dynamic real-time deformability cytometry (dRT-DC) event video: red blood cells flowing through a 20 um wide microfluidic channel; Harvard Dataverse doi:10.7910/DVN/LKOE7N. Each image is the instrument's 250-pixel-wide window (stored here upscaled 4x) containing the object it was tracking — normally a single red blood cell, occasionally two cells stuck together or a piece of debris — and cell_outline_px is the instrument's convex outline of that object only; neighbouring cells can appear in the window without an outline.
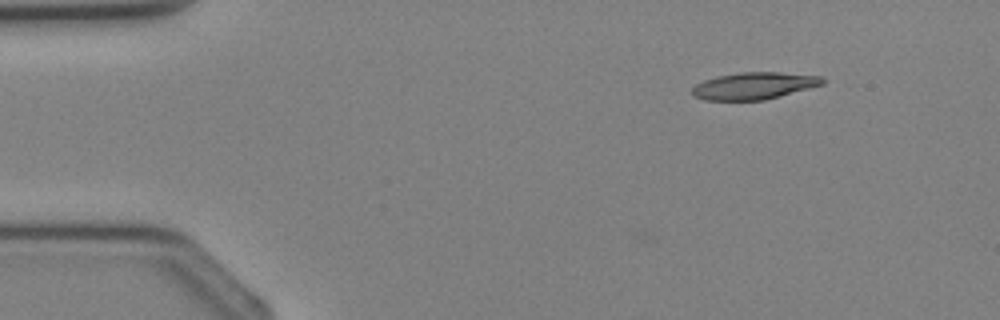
{"species": "Egyptian fruit bat (a non-hibernating species)", "species_latin": "Rousettus aegyptiacus", "temperature_condition": "cold", "stored_images_in_passage": 2, "camera_frame_rate_fps": 3000, "um_per_image_px": 0.085, "animal": {"sex": "female"}, "frame": {"image": 1, "passage_image": 1, "time_ms": 0.0, "image_size_px": [1000, 320], "cell_outline_px": [[824, 84], [780, 96], [764, 100], [704, 100], [692, 96], [692, 88], [696, 84], [704, 80], [716, 76], [740, 72], [780, 72], [824, 76]], "centroid_in_image_um": [64.09, 7.29], "position_along_channel_um": 20.9, "area_um2": 20.63}}
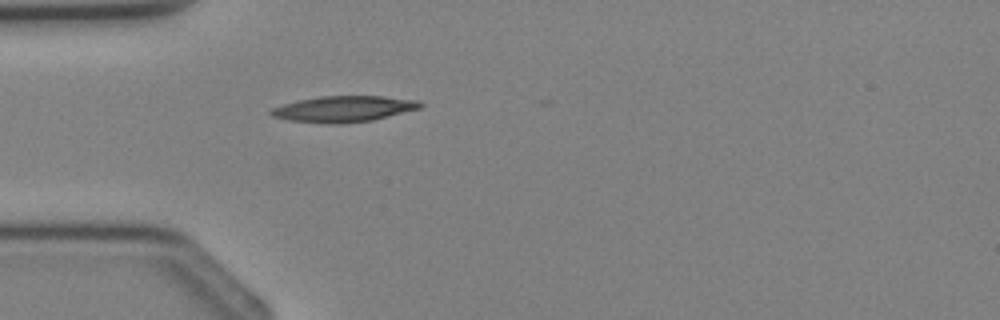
{"frame": {"image": 2, "passage_image": 2, "time_ms": 2.0, "image_size_px": [1000, 320], "cell_outline_px": [[424, 104], [420, 108], [372, 120], [340, 124], [332, 124], [288, 120], [272, 116], [268, 112], [272, 108], [284, 104], [300, 100], [320, 96], [384, 96], [420, 100]], "centroid_in_image_um": [29.23, 9.25], "position_along_channel_um": 55.8, "area_um2": 22.54}}